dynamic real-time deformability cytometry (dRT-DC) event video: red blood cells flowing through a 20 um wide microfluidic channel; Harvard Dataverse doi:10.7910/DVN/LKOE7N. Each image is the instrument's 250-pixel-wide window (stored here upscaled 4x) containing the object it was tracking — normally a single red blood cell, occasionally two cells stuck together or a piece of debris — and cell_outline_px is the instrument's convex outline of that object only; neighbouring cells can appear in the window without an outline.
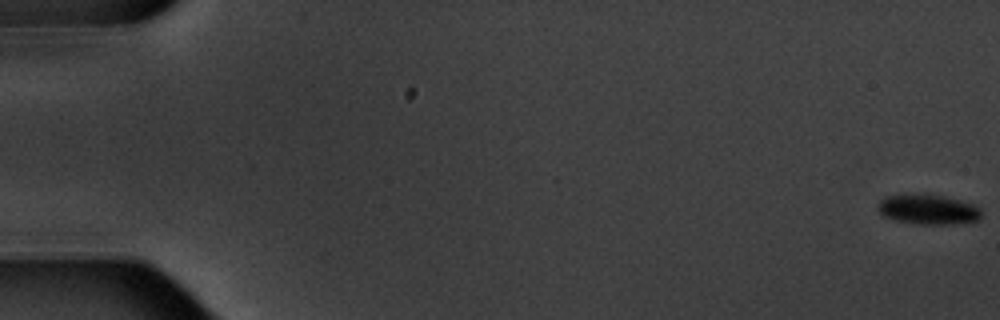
{"species": "common noctule bat (a hibernating species)", "species_latin": "Nyctalus noctula", "temperature_condition": "warm", "stored_images_in_passage": 6, "camera_frame_rate_fps": 3000, "um_per_image_px": 0.085, "animal": {"sex": "male", "body_mass_g": 20.1, "forearm_length_mm": 53.5}, "frame": {"image": 1, "passage_image": 1, "time_ms": 0.0, "image_size_px": [1000, 320], "cell_outline_px": [[980, 220], [956, 224], [912, 224], [880, 216], [876, 208], [880, 200], [884, 196], [944, 196], [960, 200], [972, 204], [980, 208]], "centroid_in_image_um": [78.86, 17.85], "position_along_channel_um": 6.1, "area_um2": 17.8}}